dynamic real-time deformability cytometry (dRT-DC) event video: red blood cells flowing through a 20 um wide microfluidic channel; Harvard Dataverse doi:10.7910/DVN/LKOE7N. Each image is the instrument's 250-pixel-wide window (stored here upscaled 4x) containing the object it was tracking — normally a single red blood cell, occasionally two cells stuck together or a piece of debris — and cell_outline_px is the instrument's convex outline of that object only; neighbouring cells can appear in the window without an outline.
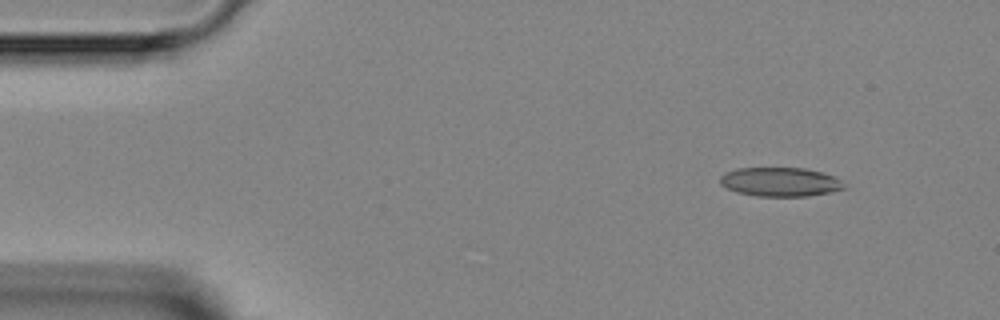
{"species": "Egyptian fruit bat (a non-hibernating species)", "species_latin": "Rousettus aegyptiacus", "temperature_condition": "room temperature", "stored_images_in_passage": 3, "camera_frame_rate_fps": 3000, "um_per_image_px": 0.085, "animal": {"sex": "female"}, "frame": {"image": 1, "passage_image": 1, "time_ms": 0.0, "image_size_px": [1000, 320], "cell_outline_px": [[848, 188], [832, 192], [808, 196], [756, 196], [736, 192], [720, 184], [720, 176], [724, 172], [736, 168], [804, 168], [836, 176]], "centroid_in_image_um": [66.33, 15.46], "position_along_channel_um": 18.7, "area_um2": 21.15}}